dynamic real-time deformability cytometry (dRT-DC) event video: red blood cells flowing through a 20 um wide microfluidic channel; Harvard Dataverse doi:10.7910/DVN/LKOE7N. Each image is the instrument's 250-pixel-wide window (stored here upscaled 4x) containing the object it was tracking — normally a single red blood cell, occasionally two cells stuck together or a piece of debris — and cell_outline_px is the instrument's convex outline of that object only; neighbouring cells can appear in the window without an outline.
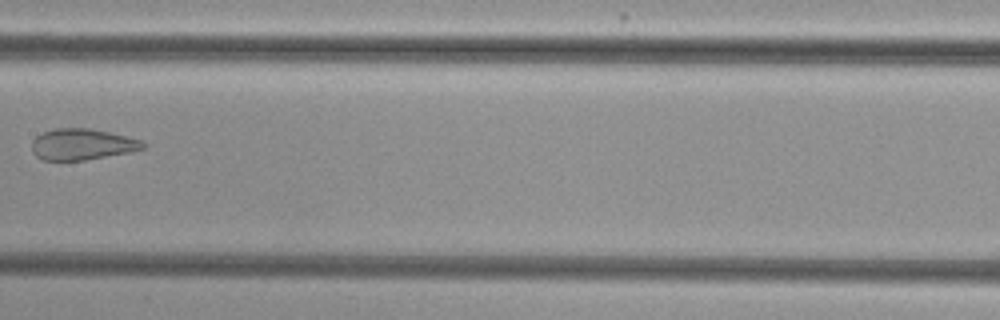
{"species": "common noctule bat (a hibernating species)", "species_latin": "Nyctalus noctula", "temperature_condition": "cold", "stored_images_in_passage": 7, "camera_frame_rate_fps": 3000, "um_per_image_px": 0.085, "animal": {"sex": "female", "body_mass_g": 29.2, "forearm_length_mm": 56.3}, "frame": {"image": 1, "passage_image": 7, "time_ms": 7.0, "image_size_px": [1000, 320], "cell_outline_px": [[148, 144], [144, 148], [132, 152], [84, 160], [44, 160], [36, 156], [32, 152], [32, 140], [36, 136], [44, 132], [56, 128], [88, 128], [108, 132], [140, 140]], "centroid_in_image_um": [6.98, 12.27], "position_along_channel_um": 200.4, "area_um2": 20.11}}